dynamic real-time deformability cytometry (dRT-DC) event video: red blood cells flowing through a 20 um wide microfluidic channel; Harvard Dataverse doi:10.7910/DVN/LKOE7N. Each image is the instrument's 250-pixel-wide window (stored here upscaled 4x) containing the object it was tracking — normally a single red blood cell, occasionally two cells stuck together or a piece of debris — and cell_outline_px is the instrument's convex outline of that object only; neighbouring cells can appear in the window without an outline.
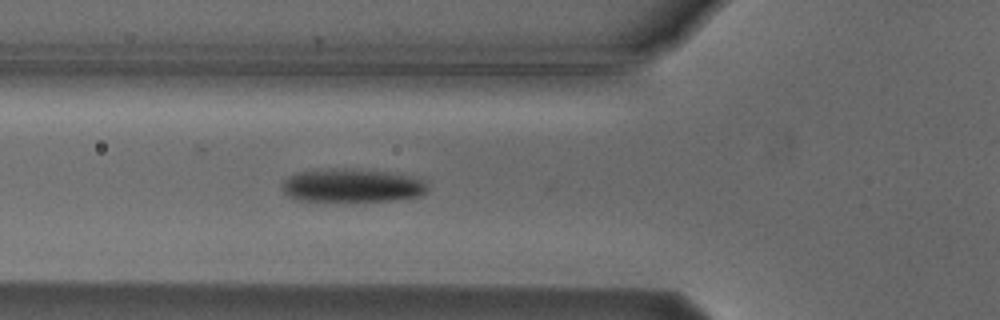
{"species": "Egyptian fruit bat (a non-hibernating species)", "species_latin": "Rousettus aegyptiacus", "temperature_condition": "cold", "stored_images_in_passage": 5, "segment_of_instrument_passage": [1, 2], "camera_frame_rate_fps": 3000, "um_per_image_px": 0.085, "animal": {"sex": "male"}, "frame": {"image": 1, "passage_image": 4, "time_ms": 3.333, "image_size_px": [1000, 320], "cell_outline_px": [[428, 192], [420, 196], [392, 200], [296, 200], [288, 196], [280, 188], [280, 184], [288, 176], [300, 172], [400, 172], [424, 180], [428, 188]], "centroid_in_image_um": [29.99, 15.82], "position_along_channel_um": 95.8, "area_um2": 26.93}}